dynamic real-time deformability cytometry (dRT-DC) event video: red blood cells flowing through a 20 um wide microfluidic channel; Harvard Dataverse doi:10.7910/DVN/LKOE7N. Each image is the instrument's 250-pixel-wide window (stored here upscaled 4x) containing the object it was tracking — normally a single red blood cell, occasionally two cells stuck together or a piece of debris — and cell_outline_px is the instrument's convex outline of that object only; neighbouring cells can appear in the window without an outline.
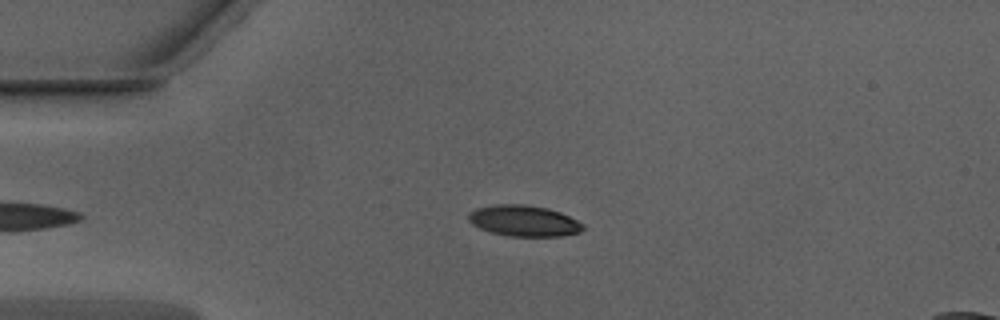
{"species": "Egyptian fruit bat (a non-hibernating species)", "species_latin": "Rousettus aegyptiacus", "temperature_condition": "warm", "stored_images_in_passage": 38, "camera_frame_rate_fps": 3000, "um_per_image_px": 0.085, "animal": {"sex": "male"}, "frame": {"image": 1, "passage_image": 3, "time_ms": 0.667, "image_size_px": [1000, 320], "cell_outline_px": [[584, 228], [580, 232], [560, 236], [512, 236], [492, 232], [480, 228], [472, 224], [468, 220], [468, 212], [476, 208], [492, 204], [528, 204], [548, 208], [560, 212], [584, 224]], "centroid_in_image_um": [44.51, 18.75], "position_along_channel_um": 40.5, "area_um2": 20.75}}
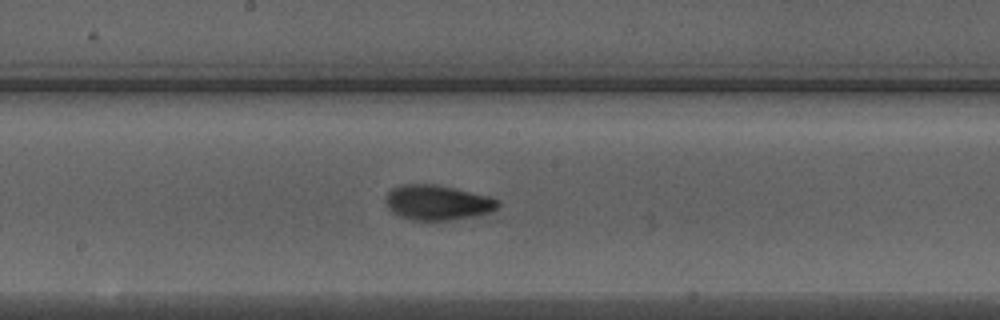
{"frame": {"image": 2, "passage_image": 18, "time_ms": 5.667, "image_size_px": [1000, 320], "cell_outline_px": [[500, 204], [492, 212], [472, 216], [448, 220], [412, 220], [400, 216], [392, 212], [388, 208], [384, 200], [388, 192], [392, 188], [400, 184], [436, 184], [488, 196], [500, 200]], "centroid_in_image_um": [37.16, 17.21], "position_along_channel_um": 211.0, "area_um2": 22.89}}
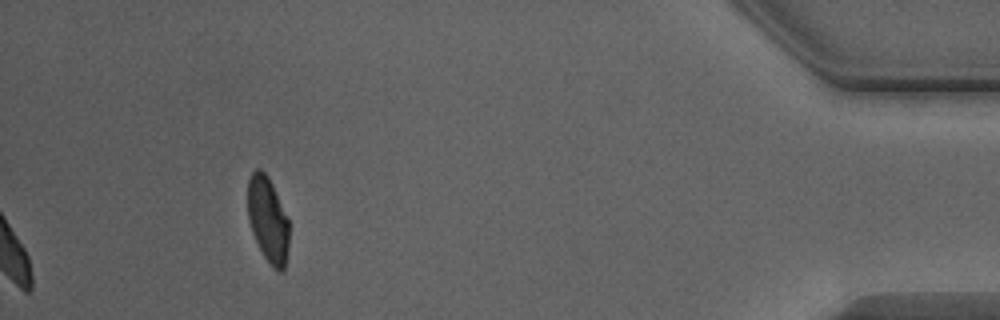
{"frame": {"image": 3, "passage_image": 38, "time_ms": 12.333, "image_size_px": [1000, 320], "cell_outline_px": [[288, 248], [284, 268], [280, 272], [272, 268], [264, 256], [252, 232], [248, 220], [248, 180], [252, 172], [256, 168], [260, 168], [268, 176], [272, 184], [288, 220]], "centroid_in_image_um": [22.75, 18.66], "position_along_channel_um": 412.4, "area_um2": 20.35}, "authors_computed_cell_mechanics": {"area_um2": 21.8484, "velocity_mm_per_s": 3.9806, "shape_relaxation_time_tau1_ms": 3.3494, "shape_relaxation_time_tau2_ms": 1.5185, "deformation_change_tau1": 0.1543, "deformation_change_tau2": 0.0684}}